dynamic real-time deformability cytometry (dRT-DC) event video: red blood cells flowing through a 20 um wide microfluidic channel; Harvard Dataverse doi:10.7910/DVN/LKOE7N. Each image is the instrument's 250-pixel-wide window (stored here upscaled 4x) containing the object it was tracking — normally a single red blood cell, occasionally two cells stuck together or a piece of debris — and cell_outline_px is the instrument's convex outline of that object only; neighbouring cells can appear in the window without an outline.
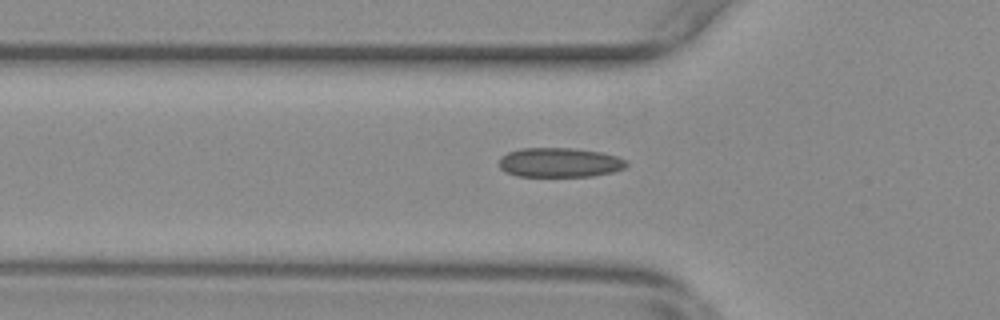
{"species": "common noctule bat (a hibernating species)", "species_latin": "Nyctalus noctula", "temperature_condition": "warm", "stored_images_in_passage": 37, "camera_frame_rate_fps": 3000, "um_per_image_px": 0.085, "animal": {"sex": "female", "body_mass_g": 29.2, "forearm_length_mm": 56.3}, "frame": {"image": 1, "passage_image": 6, "time_ms": 1.667, "image_size_px": [1000, 320], "cell_outline_px": [[628, 164], [624, 168], [612, 172], [592, 176], [516, 176], [504, 172], [500, 168], [500, 156], [508, 152], [520, 148], [572, 148], [604, 152], [616, 156], [624, 160]], "centroid_in_image_um": [47.54, 13.81], "position_along_channel_um": 78.3, "area_um2": 21.96}}
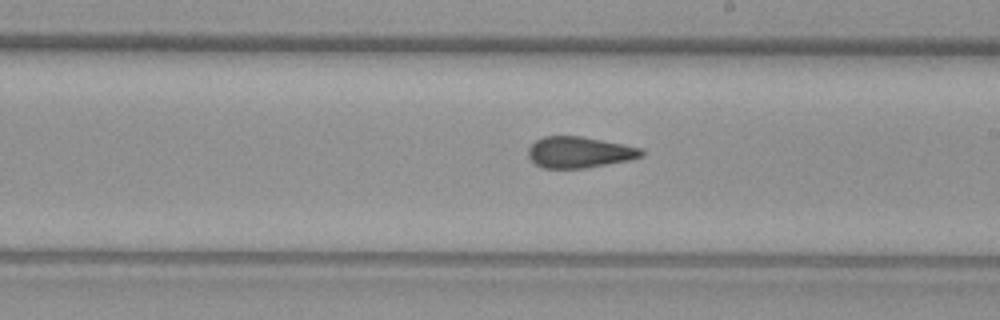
{"frame": {"image": 2, "passage_image": 19, "time_ms": 6.0, "image_size_px": [1000, 320], "cell_outline_px": [[644, 156], [628, 160], [584, 168], [540, 168], [528, 156], [528, 148], [536, 140], [544, 136], [580, 136], [624, 144], [640, 148], [644, 152]], "centroid_in_image_um": [49.23, 12.94], "position_along_channel_um": 239.8, "area_um2": 20.46}}
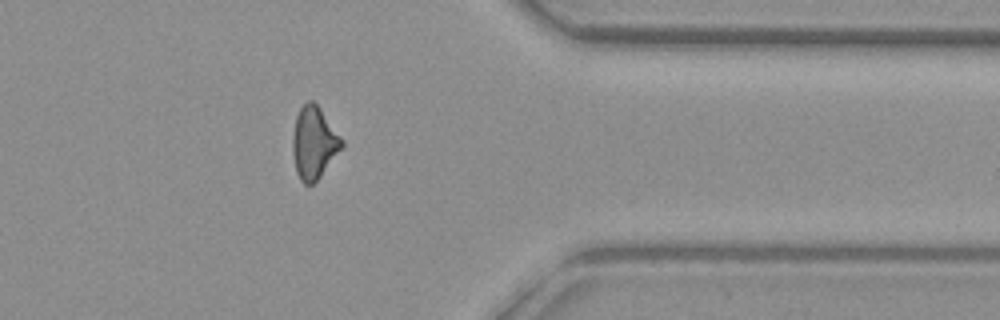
{"frame": {"image": 3, "passage_image": 32, "time_ms": 10.333, "image_size_px": [1000, 320], "cell_outline_px": [[344, 144], [320, 176], [312, 184], [304, 184], [300, 180], [296, 172], [292, 152], [292, 136], [296, 116], [300, 108], [308, 100], [312, 100], [320, 108], [344, 140]], "centroid_in_image_um": [26.66, 12.12], "position_along_channel_um": 384.7, "area_um2": 20.52}, "authors_computed_cell_mechanics": {"area_um2": 20.808, "velocity_mm_per_s": 3.72, "shape_relaxation_time_tau1_ms": null, "shape_relaxation_time_tau2_ms": 2.2747, "deformation_change_tau1": null, "deformation_change_tau2": 0.0919}}